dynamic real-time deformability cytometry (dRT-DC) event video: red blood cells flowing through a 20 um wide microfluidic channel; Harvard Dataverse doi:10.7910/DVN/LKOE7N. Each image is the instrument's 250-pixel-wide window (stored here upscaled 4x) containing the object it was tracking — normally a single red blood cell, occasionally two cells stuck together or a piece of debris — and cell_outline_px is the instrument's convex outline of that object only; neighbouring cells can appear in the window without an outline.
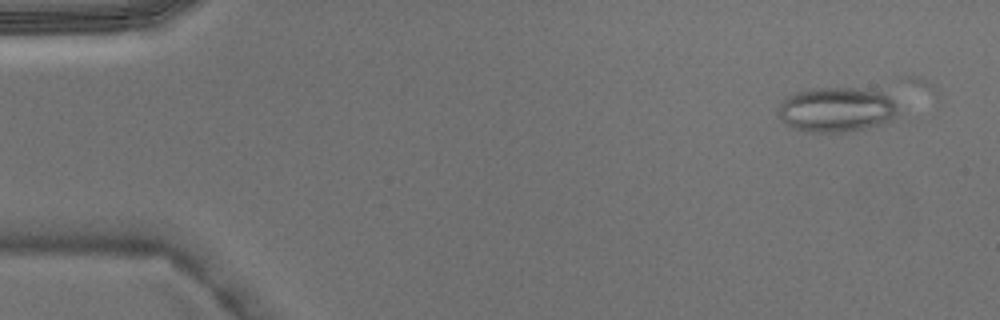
{"species": "Egyptian fruit bat (a non-hibernating species)", "species_latin": "Rousettus aegyptiacus", "temperature_condition": "warm", "stored_images_in_passage": 8, "camera_frame_rate_fps": 3000, "um_per_image_px": 0.085, "animal": {"sex": "male"}, "frame": {"image": 1, "passage_image": 1, "time_ms": 0.0, "image_size_px": [1000, 320], "cell_outline_px": [[896, 116], [892, 120], [880, 124], [864, 128], [844, 132], [808, 132], [792, 128], [780, 120], [776, 116], [776, 108], [784, 96], [796, 92], [816, 88], [856, 88], [880, 92], [888, 96], [892, 100], [896, 108]], "centroid_in_image_um": [71.0, 9.32], "position_along_channel_um": 14.0, "area_um2": 31.5}}